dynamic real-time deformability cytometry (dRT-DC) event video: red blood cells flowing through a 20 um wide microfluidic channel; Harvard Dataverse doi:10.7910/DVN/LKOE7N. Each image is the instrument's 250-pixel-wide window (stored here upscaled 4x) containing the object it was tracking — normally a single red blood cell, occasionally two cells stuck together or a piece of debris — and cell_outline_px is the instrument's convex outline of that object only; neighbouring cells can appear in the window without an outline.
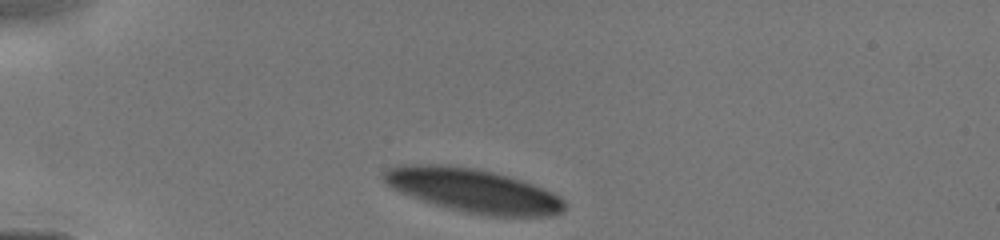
{"species": "human", "species_latin": "Homo sapiens", "temperature_condition": "cold", "stored_images_in_passage": 6, "camera_frame_rate_fps": 3000, "um_per_image_px": 0.085, "donor": {"sex": "male"}, "frame": {"image": 1, "passage_image": 1, "time_ms": 0.0, "image_size_px": [1000, 240], "cell_outline_px": [[564, 208], [560, 212], [552, 216], [488, 216], [448, 208], [432, 204], [420, 200], [388, 184], [384, 180], [384, 172], [392, 168], [404, 164], [444, 164], [472, 168], [492, 172], [508, 176], [532, 184], [552, 192], [560, 196], [564, 200]], "centroid_in_image_um": [40.26, 16.2], "position_along_channel_um": 44.7, "area_um2": 45.37}}
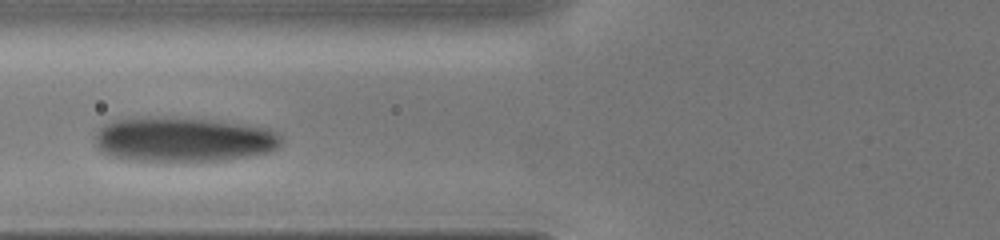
{"frame": {"image": 2, "passage_image": 4, "time_ms": 2.333, "image_size_px": [1000, 240], "cell_outline_px": [[280, 144], [276, 148], [268, 152], [248, 156], [224, 160], [132, 160], [112, 156], [100, 152], [96, 144], [96, 132], [104, 124], [116, 120], [144, 116], [172, 116], [212, 120], [244, 124], [268, 128], [276, 132], [280, 136]], "centroid_in_image_um": [15.56, 11.83], "position_along_channel_um": 110.2, "area_um2": 48.49}}
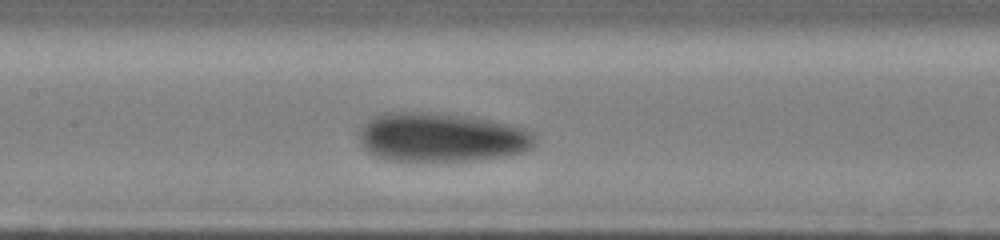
{"frame": {"image": 3, "passage_image": 6, "time_ms": 3.667, "image_size_px": [1000, 240], "cell_outline_px": [[536, 144], [532, 148], [524, 152], [504, 156], [472, 160], [428, 164], [420, 164], [384, 160], [372, 156], [360, 144], [356, 136], [360, 124], [372, 116], [384, 112], [432, 112], [468, 116], [488, 120], [524, 128], [532, 132], [536, 136]], "centroid_in_image_um": [37.4, 11.72], "position_along_channel_um": 170.0, "area_um2": 52.31}}